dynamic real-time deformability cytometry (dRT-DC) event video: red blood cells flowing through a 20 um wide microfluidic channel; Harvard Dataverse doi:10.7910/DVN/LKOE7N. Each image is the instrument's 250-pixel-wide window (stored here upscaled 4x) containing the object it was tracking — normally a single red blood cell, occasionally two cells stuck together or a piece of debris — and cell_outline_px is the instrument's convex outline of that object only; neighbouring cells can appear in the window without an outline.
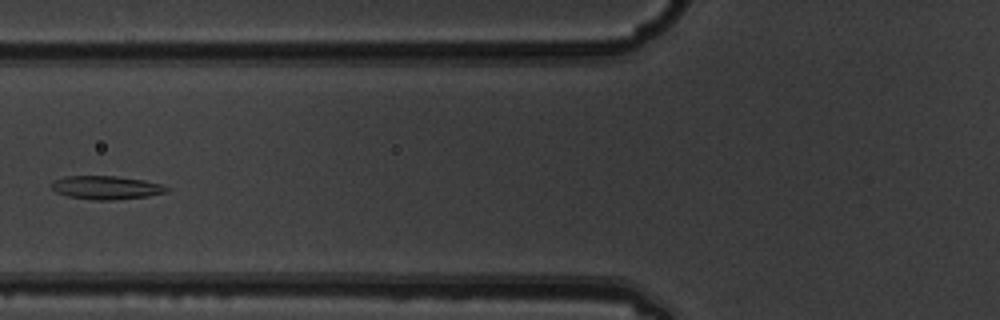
{"species": "common noctule bat (a hibernating species)", "species_latin": "Nyctalus noctula", "temperature_condition": "warm", "stored_images_in_passage": 4, "camera_frame_rate_fps": 3000, "um_per_image_px": 0.085, "animal": {"sex": "male", "body_mass_g": 19.5, "forearm_length_mm": 54.6}, "frame": {"image": 1, "passage_image": 4, "time_ms": 1.0, "image_size_px": [1000, 320], "cell_outline_px": [[172, 188], [168, 192], [148, 196], [112, 200], [92, 200], [68, 196], [56, 192], [48, 184], [64, 176], [116, 176], [144, 180], [160, 184]], "centroid_in_image_um": [9.04, 15.94], "position_along_channel_um": 116.8, "area_um2": 15.84}}